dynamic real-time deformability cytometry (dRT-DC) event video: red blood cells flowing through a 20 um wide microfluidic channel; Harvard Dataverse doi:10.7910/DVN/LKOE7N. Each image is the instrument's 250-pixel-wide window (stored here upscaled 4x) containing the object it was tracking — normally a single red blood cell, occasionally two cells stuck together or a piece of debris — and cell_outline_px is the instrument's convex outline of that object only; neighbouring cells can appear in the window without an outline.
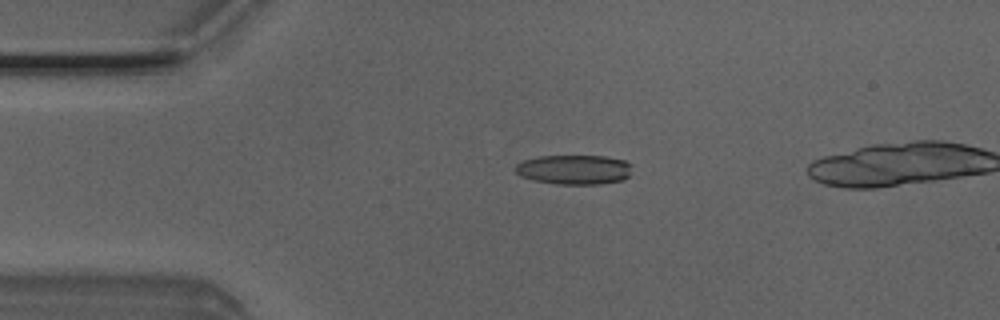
{"species": "Egyptian fruit bat (a non-hibernating species)", "species_latin": "Rousettus aegyptiacus", "temperature_condition": "room temperature", "stored_images_in_passage": 5, "camera_frame_rate_fps": 3000, "um_per_image_px": 0.085, "animal": {"sex": "male"}, "frame": {"image": 1, "passage_image": 3, "time_ms": 0.667, "image_size_px": [1000, 320], "cell_outline_px": [[632, 164], [628, 176], [624, 180], [600, 184], [556, 184], [532, 180], [520, 176], [512, 168], [516, 164], [524, 160], [540, 156], [604, 156], [624, 160]], "centroid_in_image_um": [48.78, 14.42], "position_along_channel_um": 36.2, "area_um2": 20.29}}